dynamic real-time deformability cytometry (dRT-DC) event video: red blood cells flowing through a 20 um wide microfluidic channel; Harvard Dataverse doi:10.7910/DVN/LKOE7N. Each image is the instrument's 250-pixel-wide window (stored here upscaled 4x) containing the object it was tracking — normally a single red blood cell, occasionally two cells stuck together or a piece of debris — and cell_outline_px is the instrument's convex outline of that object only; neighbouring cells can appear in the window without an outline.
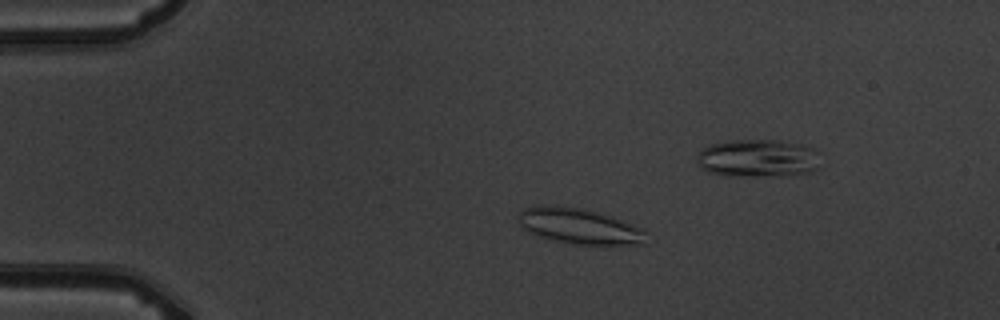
{"species": "common noctule bat (a hibernating species)", "species_latin": "Nyctalus noctula", "temperature_condition": "warm", "stored_images_in_passage": 7, "camera_frame_rate_fps": 3000, "um_per_image_px": 0.085, "animal": {"sex": "male", "body_mass_g": 19.5, "forearm_length_mm": 54.6}, "frame": {"image": 1, "passage_image": 4, "time_ms": 4.0, "image_size_px": [1000, 320], "cell_outline_px": [[648, 232], [644, 244], [580, 244], [556, 240], [540, 236], [524, 228], [516, 220], [520, 212], [528, 208], [580, 208], [600, 212], [612, 216], [640, 228]], "centroid_in_image_um": [49.33, 19.25], "position_along_channel_um": 35.7, "area_um2": 25.32}}
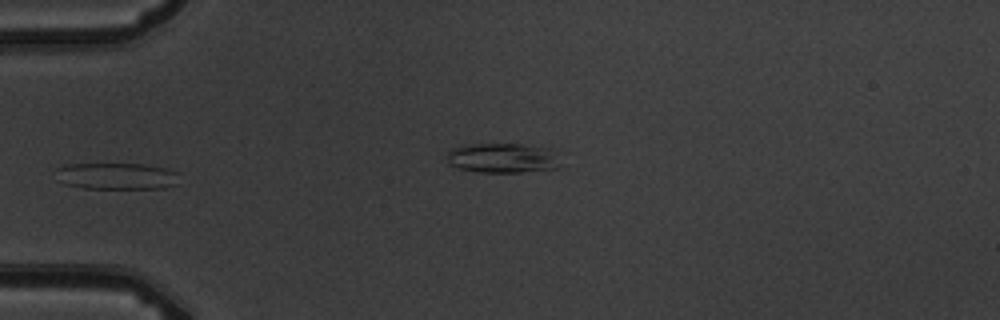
{"frame": {"image": 2, "passage_image": 6, "time_ms": 6.333, "image_size_px": [1000, 320], "cell_outline_px": [[180, 184], [164, 188], [84, 188], [64, 184], [56, 168], [68, 164], [140, 164], [168, 168], [176, 172]], "centroid_in_image_um": [9.99, 14.97], "position_along_channel_um": 75.0, "area_um2": 18.96}}